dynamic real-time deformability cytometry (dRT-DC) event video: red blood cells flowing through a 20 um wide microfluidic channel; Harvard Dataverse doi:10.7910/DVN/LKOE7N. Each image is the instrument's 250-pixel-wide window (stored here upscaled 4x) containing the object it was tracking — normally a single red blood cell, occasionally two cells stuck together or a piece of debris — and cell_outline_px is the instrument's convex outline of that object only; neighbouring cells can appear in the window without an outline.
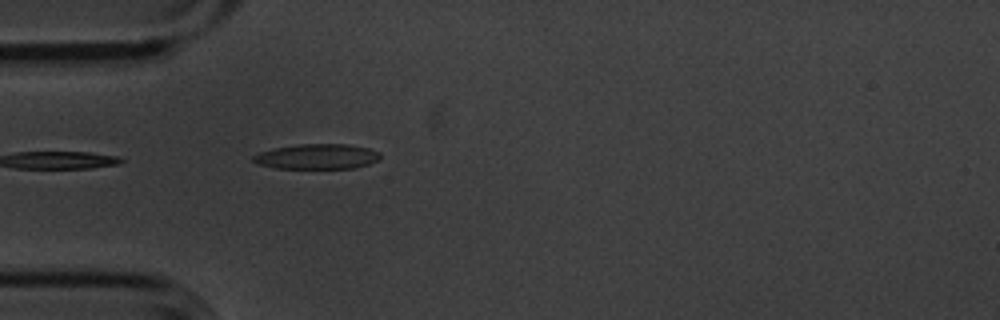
{"species": "common noctule bat (a hibernating species)", "species_latin": "Nyctalus noctula", "temperature_condition": "cold", "stored_images_in_passage": 1, "camera_frame_rate_fps": 3000, "um_per_image_px": 0.085, "animal": {"sex": "male", "body_mass_g": 20.1, "forearm_length_mm": 53.5}, "frame": {"image": 1, "passage_image": 1, "time_ms": 0.0, "image_size_px": [1000, 320], "cell_outline_px": [[380, 156], [376, 160], [368, 164], [352, 168], [276, 168], [260, 164], [252, 160], [252, 156], [260, 152], [276, 148], [300, 144], [348, 144], [368, 148], [380, 152]], "centroid_in_image_um": [26.96, 13.3], "position_along_channel_um": 58.0, "area_um2": 18.32}}